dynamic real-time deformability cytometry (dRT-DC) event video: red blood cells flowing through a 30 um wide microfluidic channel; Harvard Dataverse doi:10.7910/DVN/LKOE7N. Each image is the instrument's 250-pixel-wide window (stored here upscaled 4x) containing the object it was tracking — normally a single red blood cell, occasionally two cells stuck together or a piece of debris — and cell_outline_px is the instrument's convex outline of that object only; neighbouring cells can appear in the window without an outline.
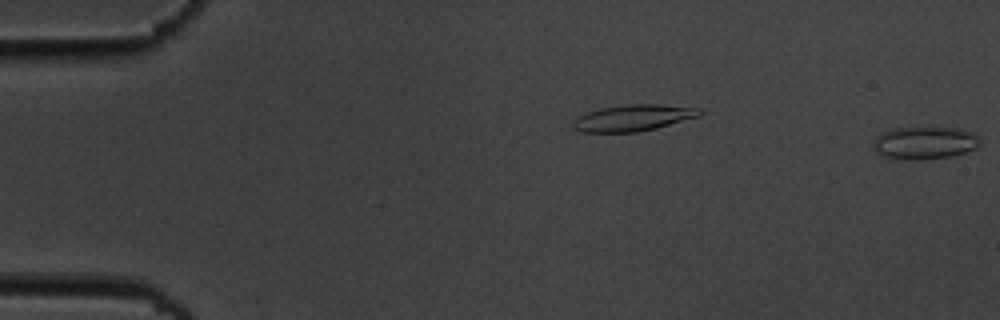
{"species": "common noctule bat (a hibernating species)", "species_latin": "Nyctalus noctula", "temperature_condition": "cold", "stored_images_in_passage": 3, "segment_of_instrument_passage": [2, 2], "camera_frame_rate_fps": 3000, "um_per_image_px": 0.085, "animal": {"sex": "male", "body_mass_g": 19.5, "forearm_length_mm": 54.6}, "frame": {"image": 1, "passage_image": 3, "time_ms": 2.333, "image_size_px": [1000, 320], "cell_outline_px": [[980, 144], [976, 148], [952, 156], [916, 160], [884, 156], [876, 152], [872, 148], [872, 140], [880, 132], [888, 128], [956, 128], [968, 132], [976, 136], [980, 140]], "centroid_in_image_um": [78.51, 12.14], "position_along_channel_um": 6.5, "area_um2": 20.17}}